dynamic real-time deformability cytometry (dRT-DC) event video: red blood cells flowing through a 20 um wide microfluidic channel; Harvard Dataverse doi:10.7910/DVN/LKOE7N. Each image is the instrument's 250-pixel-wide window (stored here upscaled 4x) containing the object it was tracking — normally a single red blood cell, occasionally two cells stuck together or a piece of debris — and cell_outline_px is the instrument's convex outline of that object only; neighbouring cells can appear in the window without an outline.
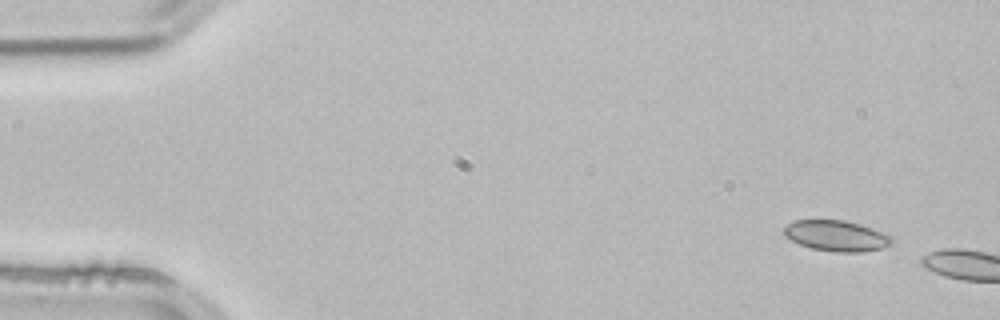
{"species": "common noctule bat (a hibernating species)", "species_latin": "Nyctalus noctula", "temperature_condition": "room temperature", "stored_images_in_passage": 2, "camera_frame_rate_fps": 3000, "um_per_image_px": 0.085, "animal": {"sex": "male", "body_mass_g": 21.5, "forearm_length_mm": 52.0}, "frame": {"image": 1, "passage_image": 1, "time_ms": 0.0, "image_size_px": [1000, 320], "cell_outline_px": [[892, 240], [888, 244], [880, 248], [864, 252], [836, 252], [812, 248], [800, 244], [784, 236], [784, 228], [788, 224], [796, 220], [844, 220], [860, 224], [884, 232], [892, 236]], "centroid_in_image_um": [71.09, 20.04], "position_along_channel_um": 13.9, "area_um2": 19.13}}